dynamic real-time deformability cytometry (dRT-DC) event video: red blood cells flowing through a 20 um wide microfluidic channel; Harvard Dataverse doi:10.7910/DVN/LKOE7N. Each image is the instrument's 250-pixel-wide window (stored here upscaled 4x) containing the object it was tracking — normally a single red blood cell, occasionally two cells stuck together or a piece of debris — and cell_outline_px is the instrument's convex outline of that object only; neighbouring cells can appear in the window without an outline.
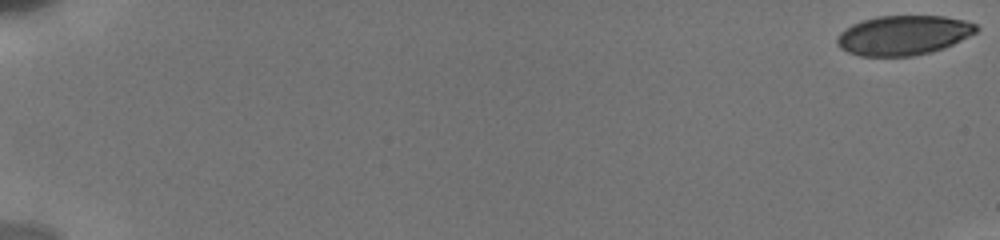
{"species": "human", "species_latin": "Homo sapiens", "temperature_condition": "cold", "stored_images_in_passage": 42, "camera_frame_rate_fps": 3000, "um_per_image_px": 0.085, "donor": {"sex": "male"}, "frame": {"image": 1, "passage_image": 1, "time_ms": 0.0, "image_size_px": [1000, 240], "cell_outline_px": [[980, 28], [976, 32], [944, 48], [932, 52], [912, 56], [860, 56], [848, 52], [840, 48], [836, 44], [836, 36], [844, 28], [852, 24], [876, 16], [944, 16], [964, 20], [976, 24]], "centroid_in_image_um": [76.76, 3.0], "position_along_channel_um": 8.2, "area_um2": 32.25}}
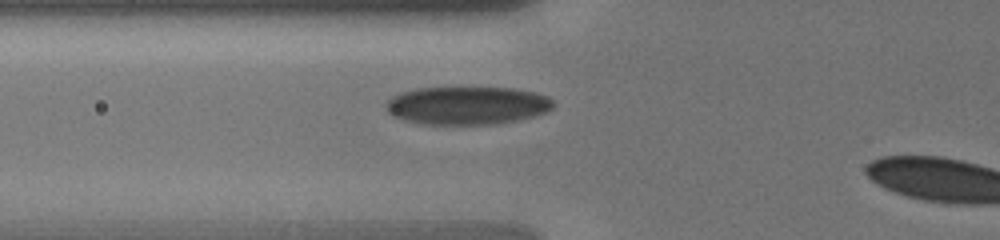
{"frame": {"image": 2, "passage_image": 23, "time_ms": 7.333, "image_size_px": [1000, 240], "cell_outline_px": [[552, 108], [548, 112], [536, 116], [496, 124], [424, 124], [404, 120], [392, 116], [388, 112], [384, 104], [392, 96], [400, 92], [416, 88], [512, 88], [536, 92], [548, 96], [552, 100]], "centroid_in_image_um": [39.7, 8.96], "position_along_channel_um": 86.1, "area_um2": 37.28}}
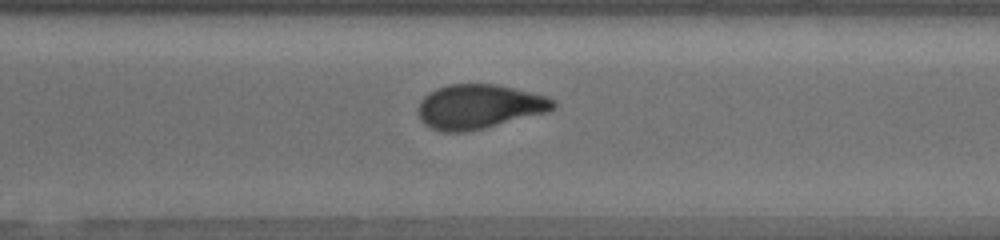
{"frame": {"image": 3, "passage_image": 41, "time_ms": 13.667, "image_size_px": [1000, 240], "cell_outline_px": [[556, 108], [548, 112], [484, 128], [464, 132], [440, 132], [424, 124], [420, 120], [420, 100], [428, 92], [436, 88], [448, 84], [496, 84], [544, 96], [556, 100]], "centroid_in_image_um": [40.71, 9.06], "position_along_channel_um": 329.9, "area_um2": 34.8}}